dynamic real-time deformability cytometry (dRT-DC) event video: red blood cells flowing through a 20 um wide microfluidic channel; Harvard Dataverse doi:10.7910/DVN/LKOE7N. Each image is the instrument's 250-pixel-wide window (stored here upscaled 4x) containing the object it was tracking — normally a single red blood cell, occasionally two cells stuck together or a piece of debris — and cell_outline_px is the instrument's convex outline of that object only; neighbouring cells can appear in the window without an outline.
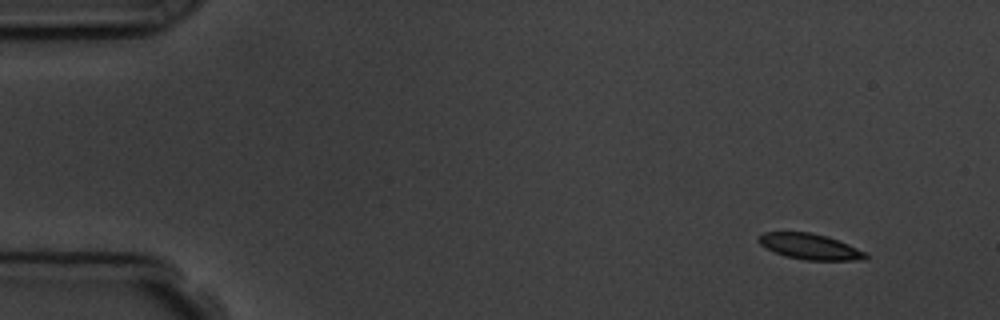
{"species": "common noctule bat (a hibernating species)", "species_latin": "Nyctalus noctula", "temperature_condition": "room temperature", "stored_images_in_passage": 4, "camera_frame_rate_fps": 3000, "um_per_image_px": 0.085, "animal": {"sex": "male", "body_mass_g": 19.5, "forearm_length_mm": 54.6}, "frame": {"image": 1, "passage_image": 1, "time_ms": 0.0, "image_size_px": [1000, 320], "cell_outline_px": [[868, 256], [864, 260], [804, 260], [784, 256], [764, 248], [756, 240], [764, 232], [812, 232], [828, 236], [848, 244], [864, 252]], "centroid_in_image_um": [68.8, 20.95], "position_along_channel_um": 16.2, "area_um2": 16.13}}
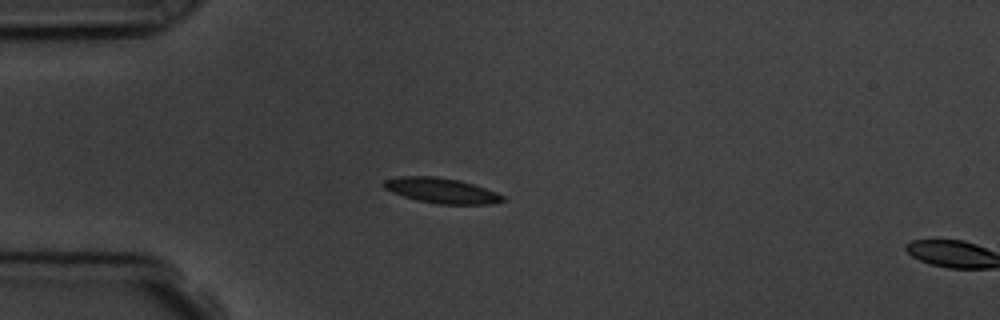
{"frame": {"image": 2, "passage_image": 3, "time_ms": 3.333, "image_size_px": [1000, 320], "cell_outline_px": [[508, 200], [492, 204], [440, 204], [416, 200], [392, 192], [384, 188], [380, 184], [384, 180], [400, 176], [436, 176], [460, 180], [496, 192], [504, 196]], "centroid_in_image_um": [37.52, 16.19], "position_along_channel_um": 47.5, "area_um2": 17.57}}